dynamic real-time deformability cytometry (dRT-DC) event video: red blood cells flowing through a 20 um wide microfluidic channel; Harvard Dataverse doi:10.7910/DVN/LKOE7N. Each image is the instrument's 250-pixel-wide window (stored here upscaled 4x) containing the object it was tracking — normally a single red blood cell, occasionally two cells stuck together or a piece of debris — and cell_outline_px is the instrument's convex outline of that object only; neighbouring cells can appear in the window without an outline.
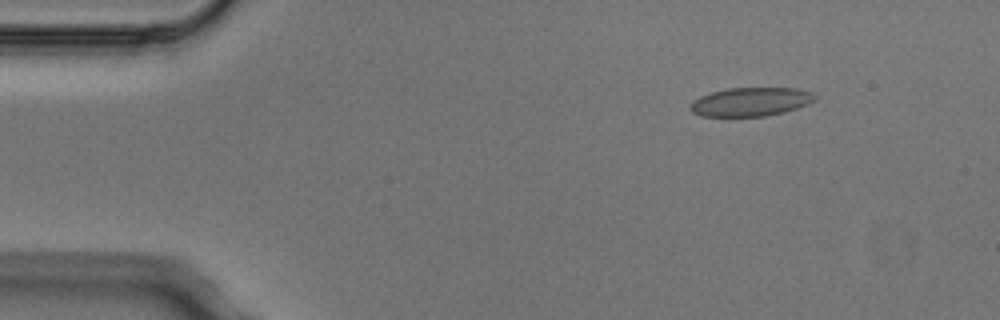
{"species": "Egyptian fruit bat (a non-hibernating species)", "species_latin": "Rousettus aegyptiacus", "temperature_condition": "cold", "stored_images_in_passage": 4, "camera_frame_rate_fps": 3000, "um_per_image_px": 0.085, "animal": {"sex": "male"}, "frame": {"image": 1, "passage_image": 2, "time_ms": 0.333, "image_size_px": [1000, 320], "cell_outline_px": [[816, 100], [808, 104], [784, 112], [764, 116], [728, 120], [700, 116], [692, 112], [688, 108], [692, 100], [700, 96], [712, 92], [728, 88], [796, 88], [812, 92], [816, 96]], "centroid_in_image_um": [63.72, 8.71], "position_along_channel_um": 21.3, "area_um2": 21.85}}
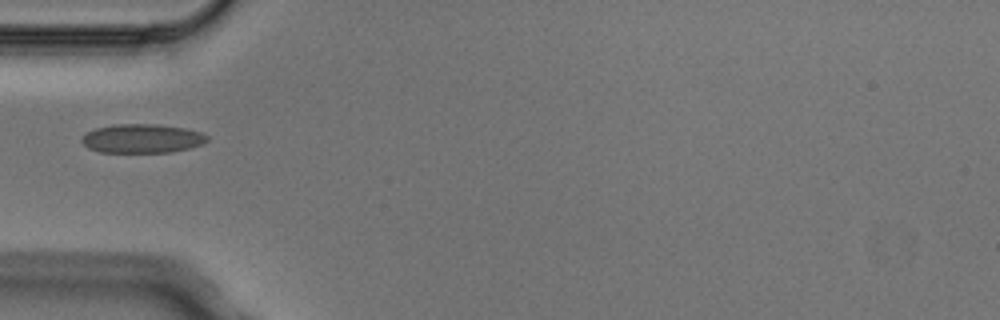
{"frame": {"image": 2, "passage_image": 4, "time_ms": 1.0, "image_size_px": [1000, 320], "cell_outline_px": [[208, 140], [204, 144], [172, 152], [100, 152], [88, 148], [80, 140], [88, 132], [96, 128], [112, 124], [156, 124], [184, 128], [204, 132], [208, 136]], "centroid_in_image_um": [12.11, 11.77], "position_along_channel_um": 72.9, "area_um2": 21.21}}